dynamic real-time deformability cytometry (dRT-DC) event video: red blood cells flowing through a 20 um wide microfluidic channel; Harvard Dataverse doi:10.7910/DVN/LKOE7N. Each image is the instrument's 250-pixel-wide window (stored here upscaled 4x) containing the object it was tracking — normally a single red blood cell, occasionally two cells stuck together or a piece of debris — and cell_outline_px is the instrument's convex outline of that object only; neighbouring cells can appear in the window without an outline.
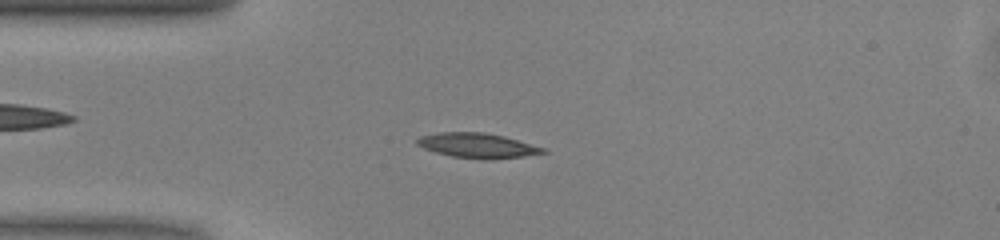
{"species": "common noctule bat (a hibernating species)", "species_latin": "Nyctalus noctula", "temperature_condition": "warm", "stored_images_in_passage": 48, "camera_frame_rate_fps": 3000, "um_per_image_px": 0.085, "animal": {"sex": "male", "body_mass_g": 13.0, "forearm_length_mm": 53.1}, "frame": {"image": 1, "passage_image": 11, "time_ms": 3.333, "image_size_px": [1000, 240], "cell_outline_px": [[548, 152], [524, 156], [492, 160], [452, 156], [436, 152], [424, 148], [416, 144], [416, 140], [420, 136], [440, 132], [484, 132], [504, 136], [544, 148]], "centroid_in_image_um": [40.58, 12.37], "position_along_channel_um": 44.4, "area_um2": 18.09}}
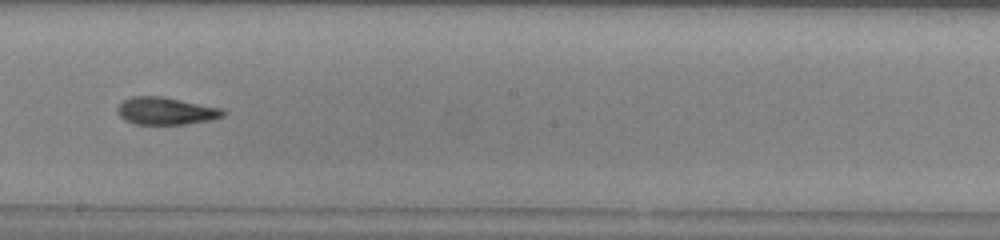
{"frame": {"image": 2, "passage_image": 26, "time_ms": 8.333, "image_size_px": [1000, 240], "cell_outline_px": [[228, 112], [224, 116], [212, 120], [184, 124], [136, 124], [124, 120], [116, 112], [116, 108], [124, 100], [132, 96], [164, 96], [224, 108]], "centroid_in_image_um": [14.15, 9.42], "position_along_channel_um": 234.1, "area_um2": 17.22}}
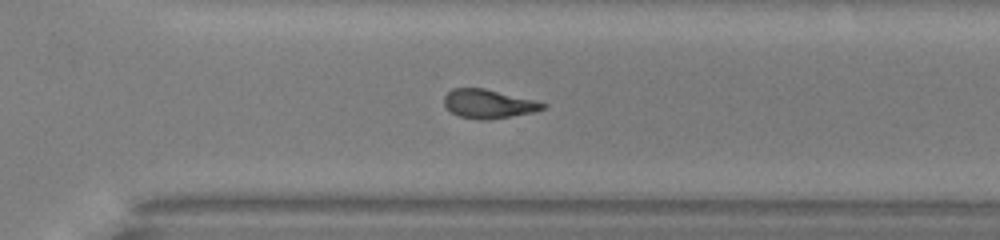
{"frame": {"image": 3, "passage_image": 33, "time_ms": 10.667, "image_size_px": [1000, 240], "cell_outline_px": [[548, 104], [544, 108], [532, 112], [512, 116], [488, 120], [480, 120], [460, 116], [452, 112], [444, 104], [444, 96], [452, 88], [484, 88], [536, 100]], "centroid_in_image_um": [41.53, 8.82], "position_along_channel_um": 329.1, "area_um2": 16.53}, "authors_computed_cell_mechanics": {"area_um2": 17.2533, "velocity_mm_per_s": 4.0797, "shape_relaxation_time_tau1_ms": 5.8063, "shape_relaxation_time_tau2_ms": 3.5864, "deformation_change_tau1": 0.1866, "deformation_change_tau2": 0.1245}}